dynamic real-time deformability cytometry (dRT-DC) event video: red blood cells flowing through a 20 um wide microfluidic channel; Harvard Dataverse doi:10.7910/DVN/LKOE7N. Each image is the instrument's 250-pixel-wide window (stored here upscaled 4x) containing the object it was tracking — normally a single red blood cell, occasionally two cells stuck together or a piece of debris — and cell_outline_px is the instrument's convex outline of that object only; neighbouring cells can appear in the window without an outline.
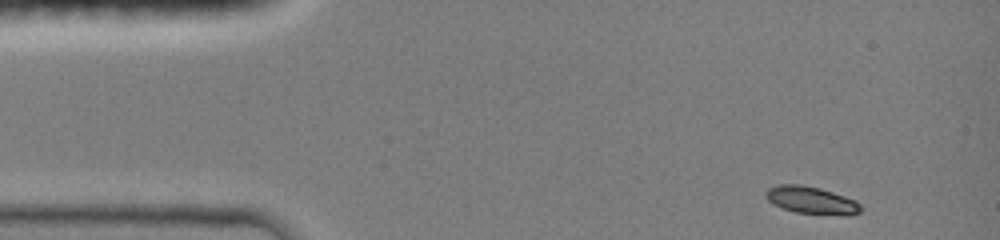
{"species": "common noctule bat (a hibernating species)", "species_latin": "Nyctalus noctula", "temperature_condition": "room temperature", "stored_images_in_passage": 36, "camera_frame_rate_fps": 3000, "um_per_image_px": 0.085, "animal": {"sex": "female", "body_mass_g": 19.0, "forearm_length_mm": 51.5}, "frame": {"image": 1, "passage_image": 1, "time_ms": 0.0, "image_size_px": [1000, 240], "cell_outline_px": [[860, 212], [852, 216], [848, 216], [796, 212], [772, 204], [764, 196], [764, 192], [768, 188], [776, 184], [800, 184], [820, 188], [856, 200], [860, 204]], "centroid_in_image_um": [68.95, 17.01], "position_along_channel_um": 16.0, "area_um2": 15.32}}
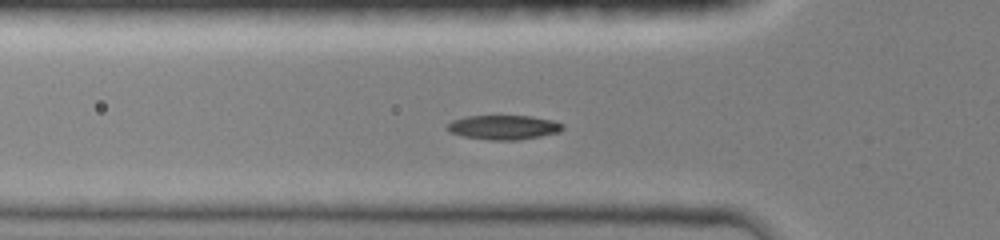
{"frame": {"image": 2, "passage_image": 21, "time_ms": 3.667, "image_size_px": [1000, 240], "cell_outline_px": [[564, 128], [560, 132], [520, 140], [488, 140], [464, 136], [452, 132], [448, 128], [448, 124], [452, 120], [468, 116], [532, 116], [552, 120], [564, 124]], "centroid_in_image_um": [42.87, 10.82], "position_along_channel_um": 82.9, "area_um2": 16.3}}
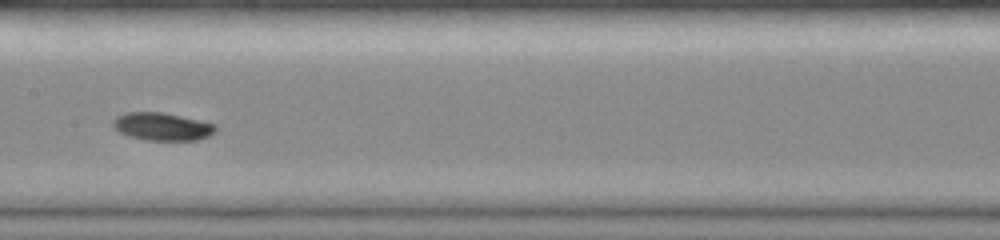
{"frame": {"image": 3, "passage_image": 35, "time_ms": 6.333, "image_size_px": [1000, 240], "cell_outline_px": [[216, 132], [200, 140], [144, 140], [128, 136], [120, 132], [112, 124], [112, 120], [116, 116], [128, 112], [160, 112], [180, 116], [216, 124]], "centroid_in_image_um": [13.79, 10.76], "position_along_channel_um": 193.6, "area_um2": 16.59}}